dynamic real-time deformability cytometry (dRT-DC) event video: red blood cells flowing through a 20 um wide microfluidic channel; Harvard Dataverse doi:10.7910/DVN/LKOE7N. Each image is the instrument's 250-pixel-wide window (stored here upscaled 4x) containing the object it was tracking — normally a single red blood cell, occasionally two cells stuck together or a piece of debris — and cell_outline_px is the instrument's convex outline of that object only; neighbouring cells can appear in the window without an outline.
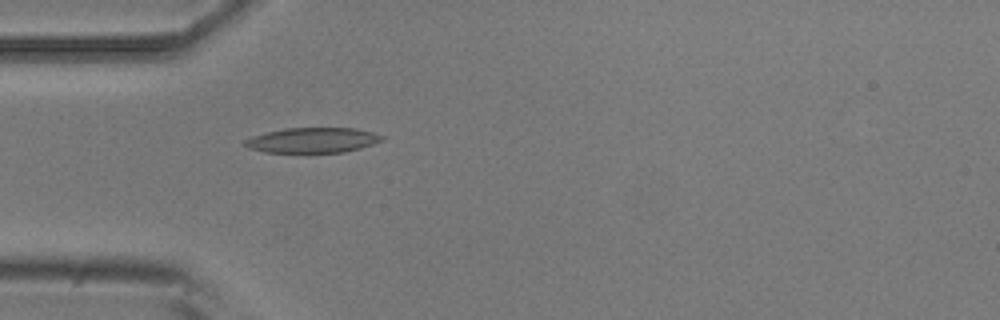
{"species": "common noctule bat (a hibernating species)", "species_latin": "Nyctalus noctula", "temperature_condition": "room temperature", "stored_images_in_passage": 37, "camera_frame_rate_fps": 3000, "um_per_image_px": 0.085, "animal": {"sex": "male", "body_mass_g": 20.5, "forearm_length_mm": 52.5}, "frame": {"image": 1, "passage_image": 1, "time_ms": 0.0, "image_size_px": [1000, 320], "cell_outline_px": [[384, 140], [360, 148], [344, 152], [264, 152], [248, 148], [244, 144], [244, 140], [252, 136], [284, 128], [356, 128], [372, 132], [384, 136]], "centroid_in_image_um": [26.58, 11.91], "position_along_channel_um": 58.4, "area_um2": 20.0}}
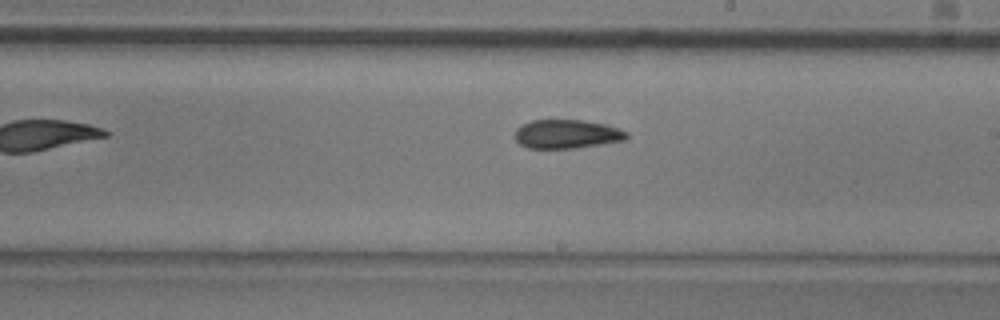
{"frame": {"image": 2, "passage_image": 16, "time_ms": 5.0, "image_size_px": [1000, 320], "cell_outline_px": [[628, 136], [624, 140], [572, 148], [528, 148], [520, 144], [516, 140], [516, 128], [520, 124], [532, 120], [584, 120], [604, 124], [620, 128], [628, 132]], "centroid_in_image_um": [48.16, 11.38], "position_along_channel_um": 240.8, "area_um2": 18.67}}
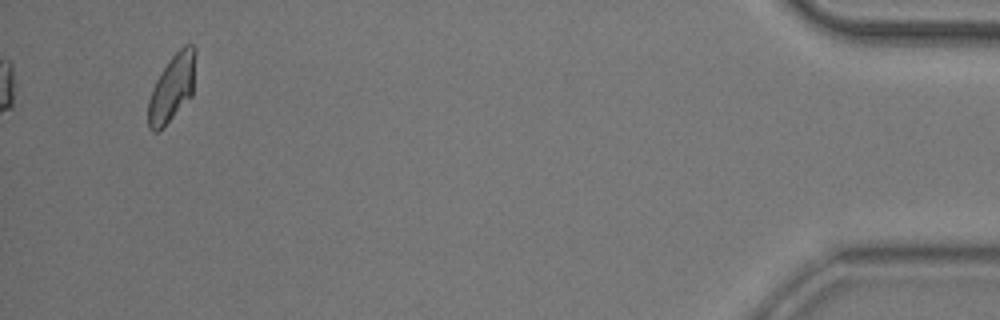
{"frame": {"image": 3, "passage_image": 37, "time_ms": 12.0, "image_size_px": [1000, 320], "cell_outline_px": [[196, 52], [192, 96], [156, 132], [152, 132], [148, 128], [148, 100], [152, 88], [160, 72], [168, 60], [184, 44], [192, 44], [196, 48]], "centroid_in_image_um": [14.62, 7.41], "position_along_channel_um": 420.6, "area_um2": 18.32}, "authors_computed_cell_mechanics": {"area_um2": 19.4786, "velocity_mm_per_s": 3.6921, "shape_relaxation_time_tau1_ms": 7.911, "shape_relaxation_time_tau2_ms": 3.0194, "deformation_change_tau1": 0.1921, "deformation_change_tau2": 0.0939}}